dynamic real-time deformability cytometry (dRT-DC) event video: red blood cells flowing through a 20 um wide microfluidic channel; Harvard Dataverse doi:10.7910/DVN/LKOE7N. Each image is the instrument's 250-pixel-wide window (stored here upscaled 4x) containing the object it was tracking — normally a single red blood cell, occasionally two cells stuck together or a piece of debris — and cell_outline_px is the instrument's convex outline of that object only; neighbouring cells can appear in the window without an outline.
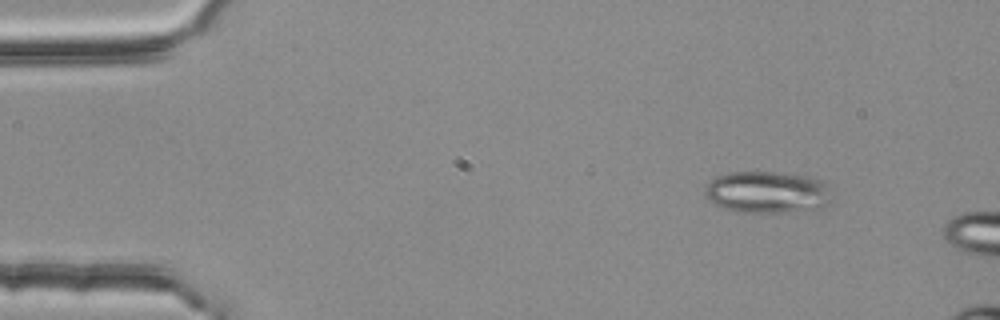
{"species": "common noctule bat (a hibernating species)", "species_latin": "Nyctalus noctula", "temperature_condition": "room temperature", "stored_images_in_passage": 3, "camera_frame_rate_fps": 3000, "um_per_image_px": 0.085, "animal": {"sex": "female", "body_mass_g": 25.1}, "frame": {"image": 1, "passage_image": 1, "time_ms": 0.0, "image_size_px": [1000, 320], "cell_outline_px": [[828, 204], [820, 208], [784, 212], [740, 212], [712, 204], [704, 196], [704, 192], [708, 184], [716, 176], [728, 172], [772, 172], [808, 176], [824, 180], [828, 200]], "centroid_in_image_um": [65.15, 16.33], "position_along_channel_um": 19.9, "area_um2": 30.63}}